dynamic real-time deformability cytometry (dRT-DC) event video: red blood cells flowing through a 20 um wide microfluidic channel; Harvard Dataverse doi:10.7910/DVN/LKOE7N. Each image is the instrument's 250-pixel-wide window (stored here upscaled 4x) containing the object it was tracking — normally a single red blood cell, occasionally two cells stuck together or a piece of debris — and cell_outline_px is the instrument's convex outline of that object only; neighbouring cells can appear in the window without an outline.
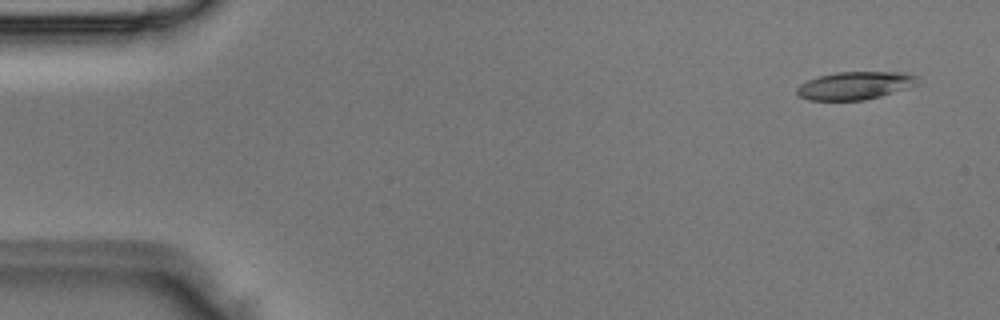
{"species": "Egyptian fruit bat (a non-hibernating species)", "species_latin": "Rousettus aegyptiacus", "temperature_condition": "room temperature", "stored_images_in_passage": 4, "camera_frame_rate_fps": 3000, "um_per_image_px": 0.085, "animal": {"sex": "male"}, "frame": {"image": 1, "passage_image": 1, "time_ms": 0.0, "image_size_px": [1000, 320], "cell_outline_px": [[916, 76], [904, 88], [880, 96], [864, 100], [808, 100], [800, 96], [796, 92], [796, 88], [800, 84], [808, 80], [820, 76], [836, 72], [904, 72]], "centroid_in_image_um": [72.52, 7.27], "position_along_channel_um": 12.5, "area_um2": 18.9}}
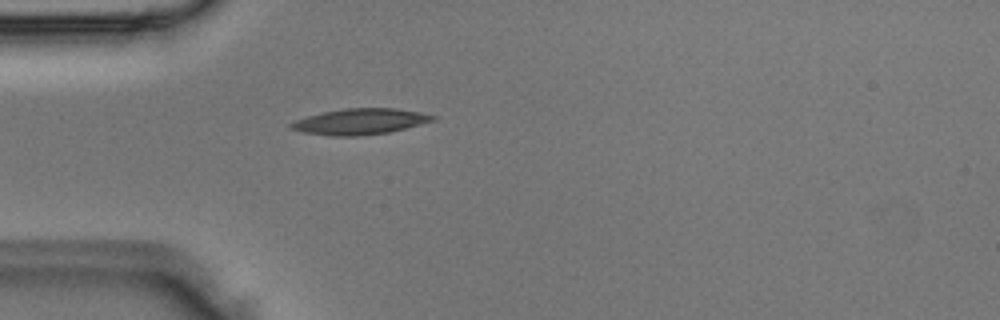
{"frame": {"image": 2, "passage_image": 4, "time_ms": 1.0, "image_size_px": [1000, 320], "cell_outline_px": [[436, 120], [388, 132], [356, 136], [332, 136], [304, 132], [288, 128], [288, 124], [296, 120], [308, 116], [324, 112], [344, 108], [396, 108], [420, 112], [436, 116]], "centroid_in_image_um": [30.59, 10.33], "position_along_channel_um": 54.4, "area_um2": 21.21}}